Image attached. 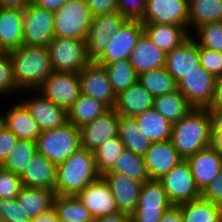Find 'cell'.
<instances>
[{"mask_svg": "<svg viewBox=\"0 0 222 222\" xmlns=\"http://www.w3.org/2000/svg\"><path fill=\"white\" fill-rule=\"evenodd\" d=\"M17 88L29 95L51 74L49 51L46 46L21 45L8 52Z\"/></svg>", "mask_w": 222, "mask_h": 222, "instance_id": "obj_1", "label": "cell"}, {"mask_svg": "<svg viewBox=\"0 0 222 222\" xmlns=\"http://www.w3.org/2000/svg\"><path fill=\"white\" fill-rule=\"evenodd\" d=\"M170 140L184 160L215 144L207 108H194L179 122L172 124Z\"/></svg>", "mask_w": 222, "mask_h": 222, "instance_id": "obj_2", "label": "cell"}, {"mask_svg": "<svg viewBox=\"0 0 222 222\" xmlns=\"http://www.w3.org/2000/svg\"><path fill=\"white\" fill-rule=\"evenodd\" d=\"M99 176L94 152L80 147L70 158L57 165L55 194L76 196Z\"/></svg>", "mask_w": 222, "mask_h": 222, "instance_id": "obj_3", "label": "cell"}, {"mask_svg": "<svg viewBox=\"0 0 222 222\" xmlns=\"http://www.w3.org/2000/svg\"><path fill=\"white\" fill-rule=\"evenodd\" d=\"M80 147L79 127L69 122L43 131L36 139L37 153L44 155L56 166L70 158Z\"/></svg>", "mask_w": 222, "mask_h": 222, "instance_id": "obj_4", "label": "cell"}, {"mask_svg": "<svg viewBox=\"0 0 222 222\" xmlns=\"http://www.w3.org/2000/svg\"><path fill=\"white\" fill-rule=\"evenodd\" d=\"M92 20L86 0H67L54 12V37L85 40Z\"/></svg>", "mask_w": 222, "mask_h": 222, "instance_id": "obj_5", "label": "cell"}, {"mask_svg": "<svg viewBox=\"0 0 222 222\" xmlns=\"http://www.w3.org/2000/svg\"><path fill=\"white\" fill-rule=\"evenodd\" d=\"M53 71L79 73L91 62L86 41L54 37L47 46Z\"/></svg>", "mask_w": 222, "mask_h": 222, "instance_id": "obj_6", "label": "cell"}, {"mask_svg": "<svg viewBox=\"0 0 222 222\" xmlns=\"http://www.w3.org/2000/svg\"><path fill=\"white\" fill-rule=\"evenodd\" d=\"M37 92L67 111L81 94L79 75L72 72L52 71Z\"/></svg>", "mask_w": 222, "mask_h": 222, "instance_id": "obj_7", "label": "cell"}, {"mask_svg": "<svg viewBox=\"0 0 222 222\" xmlns=\"http://www.w3.org/2000/svg\"><path fill=\"white\" fill-rule=\"evenodd\" d=\"M54 38V12L30 3L23 10V45L48 46Z\"/></svg>", "mask_w": 222, "mask_h": 222, "instance_id": "obj_8", "label": "cell"}, {"mask_svg": "<svg viewBox=\"0 0 222 222\" xmlns=\"http://www.w3.org/2000/svg\"><path fill=\"white\" fill-rule=\"evenodd\" d=\"M159 181L173 206L201 198V192L195 184L190 166L184 159Z\"/></svg>", "mask_w": 222, "mask_h": 222, "instance_id": "obj_9", "label": "cell"}, {"mask_svg": "<svg viewBox=\"0 0 222 222\" xmlns=\"http://www.w3.org/2000/svg\"><path fill=\"white\" fill-rule=\"evenodd\" d=\"M127 20L119 11L93 17L85 38L91 61H96L103 54L111 36L116 34Z\"/></svg>", "mask_w": 222, "mask_h": 222, "instance_id": "obj_10", "label": "cell"}, {"mask_svg": "<svg viewBox=\"0 0 222 222\" xmlns=\"http://www.w3.org/2000/svg\"><path fill=\"white\" fill-rule=\"evenodd\" d=\"M216 78L202 66L178 82V91L194 108H208L213 105Z\"/></svg>", "mask_w": 222, "mask_h": 222, "instance_id": "obj_11", "label": "cell"}, {"mask_svg": "<svg viewBox=\"0 0 222 222\" xmlns=\"http://www.w3.org/2000/svg\"><path fill=\"white\" fill-rule=\"evenodd\" d=\"M143 33V23L139 19H128L121 29L111 36L105 51L95 62L108 64L129 59Z\"/></svg>", "mask_w": 222, "mask_h": 222, "instance_id": "obj_12", "label": "cell"}, {"mask_svg": "<svg viewBox=\"0 0 222 222\" xmlns=\"http://www.w3.org/2000/svg\"><path fill=\"white\" fill-rule=\"evenodd\" d=\"M81 93L102 102L109 109L116 103V93L110 84L106 68L91 61L79 73Z\"/></svg>", "mask_w": 222, "mask_h": 222, "instance_id": "obj_13", "label": "cell"}, {"mask_svg": "<svg viewBox=\"0 0 222 222\" xmlns=\"http://www.w3.org/2000/svg\"><path fill=\"white\" fill-rule=\"evenodd\" d=\"M188 0H146L143 24L188 26Z\"/></svg>", "mask_w": 222, "mask_h": 222, "instance_id": "obj_14", "label": "cell"}, {"mask_svg": "<svg viewBox=\"0 0 222 222\" xmlns=\"http://www.w3.org/2000/svg\"><path fill=\"white\" fill-rule=\"evenodd\" d=\"M197 188L202 192L222 168V149L213 144L186 159Z\"/></svg>", "mask_w": 222, "mask_h": 222, "instance_id": "obj_15", "label": "cell"}, {"mask_svg": "<svg viewBox=\"0 0 222 222\" xmlns=\"http://www.w3.org/2000/svg\"><path fill=\"white\" fill-rule=\"evenodd\" d=\"M119 118L120 116L110 109L104 115L79 127L81 147L95 151L108 139L118 136Z\"/></svg>", "mask_w": 222, "mask_h": 222, "instance_id": "obj_16", "label": "cell"}, {"mask_svg": "<svg viewBox=\"0 0 222 222\" xmlns=\"http://www.w3.org/2000/svg\"><path fill=\"white\" fill-rule=\"evenodd\" d=\"M38 93L37 90H32L31 96L29 95L26 96V99L24 97L19 100L38 122L42 132L63 126L67 122V111L52 103L40 92Z\"/></svg>", "mask_w": 222, "mask_h": 222, "instance_id": "obj_17", "label": "cell"}, {"mask_svg": "<svg viewBox=\"0 0 222 222\" xmlns=\"http://www.w3.org/2000/svg\"><path fill=\"white\" fill-rule=\"evenodd\" d=\"M76 196L94 219L119 212L111 189L102 176H99Z\"/></svg>", "mask_w": 222, "mask_h": 222, "instance_id": "obj_18", "label": "cell"}, {"mask_svg": "<svg viewBox=\"0 0 222 222\" xmlns=\"http://www.w3.org/2000/svg\"><path fill=\"white\" fill-rule=\"evenodd\" d=\"M143 158L150 180H160L183 160L171 140L152 142Z\"/></svg>", "mask_w": 222, "mask_h": 222, "instance_id": "obj_19", "label": "cell"}, {"mask_svg": "<svg viewBox=\"0 0 222 222\" xmlns=\"http://www.w3.org/2000/svg\"><path fill=\"white\" fill-rule=\"evenodd\" d=\"M199 66V46L191 36L167 53L165 68L177 83Z\"/></svg>", "mask_w": 222, "mask_h": 222, "instance_id": "obj_20", "label": "cell"}, {"mask_svg": "<svg viewBox=\"0 0 222 222\" xmlns=\"http://www.w3.org/2000/svg\"><path fill=\"white\" fill-rule=\"evenodd\" d=\"M107 182L120 212L131 214L138 204L142 182L117 173H105Z\"/></svg>", "mask_w": 222, "mask_h": 222, "instance_id": "obj_21", "label": "cell"}, {"mask_svg": "<svg viewBox=\"0 0 222 222\" xmlns=\"http://www.w3.org/2000/svg\"><path fill=\"white\" fill-rule=\"evenodd\" d=\"M57 166L36 153L20 175L22 186L55 191Z\"/></svg>", "mask_w": 222, "mask_h": 222, "instance_id": "obj_22", "label": "cell"}, {"mask_svg": "<svg viewBox=\"0 0 222 222\" xmlns=\"http://www.w3.org/2000/svg\"><path fill=\"white\" fill-rule=\"evenodd\" d=\"M167 53L157 47L145 33L141 35L130 55V63L137 75L160 69L166 65Z\"/></svg>", "mask_w": 222, "mask_h": 222, "instance_id": "obj_23", "label": "cell"}, {"mask_svg": "<svg viewBox=\"0 0 222 222\" xmlns=\"http://www.w3.org/2000/svg\"><path fill=\"white\" fill-rule=\"evenodd\" d=\"M4 115L6 126L19 139L36 141L42 133L38 122L31 116L26 106L17 99L16 104L8 108Z\"/></svg>", "mask_w": 222, "mask_h": 222, "instance_id": "obj_24", "label": "cell"}, {"mask_svg": "<svg viewBox=\"0 0 222 222\" xmlns=\"http://www.w3.org/2000/svg\"><path fill=\"white\" fill-rule=\"evenodd\" d=\"M154 97L138 81L116 95L113 110L124 117H134L153 108Z\"/></svg>", "mask_w": 222, "mask_h": 222, "instance_id": "obj_25", "label": "cell"}, {"mask_svg": "<svg viewBox=\"0 0 222 222\" xmlns=\"http://www.w3.org/2000/svg\"><path fill=\"white\" fill-rule=\"evenodd\" d=\"M146 36L166 53L184 43L190 36L188 26L143 24Z\"/></svg>", "mask_w": 222, "mask_h": 222, "instance_id": "obj_26", "label": "cell"}, {"mask_svg": "<svg viewBox=\"0 0 222 222\" xmlns=\"http://www.w3.org/2000/svg\"><path fill=\"white\" fill-rule=\"evenodd\" d=\"M23 45V10L0 9V46L9 52Z\"/></svg>", "mask_w": 222, "mask_h": 222, "instance_id": "obj_27", "label": "cell"}, {"mask_svg": "<svg viewBox=\"0 0 222 222\" xmlns=\"http://www.w3.org/2000/svg\"><path fill=\"white\" fill-rule=\"evenodd\" d=\"M55 191L22 186L17 199L31 220L53 208Z\"/></svg>", "mask_w": 222, "mask_h": 222, "instance_id": "obj_28", "label": "cell"}, {"mask_svg": "<svg viewBox=\"0 0 222 222\" xmlns=\"http://www.w3.org/2000/svg\"><path fill=\"white\" fill-rule=\"evenodd\" d=\"M134 118L141 133L151 142L171 139L172 124L155 109H148Z\"/></svg>", "mask_w": 222, "mask_h": 222, "instance_id": "obj_29", "label": "cell"}, {"mask_svg": "<svg viewBox=\"0 0 222 222\" xmlns=\"http://www.w3.org/2000/svg\"><path fill=\"white\" fill-rule=\"evenodd\" d=\"M109 110L102 102L81 93L67 110V122L72 123L76 127H81L104 115Z\"/></svg>", "mask_w": 222, "mask_h": 222, "instance_id": "obj_30", "label": "cell"}, {"mask_svg": "<svg viewBox=\"0 0 222 222\" xmlns=\"http://www.w3.org/2000/svg\"><path fill=\"white\" fill-rule=\"evenodd\" d=\"M188 29L222 21V0H188Z\"/></svg>", "mask_w": 222, "mask_h": 222, "instance_id": "obj_31", "label": "cell"}, {"mask_svg": "<svg viewBox=\"0 0 222 222\" xmlns=\"http://www.w3.org/2000/svg\"><path fill=\"white\" fill-rule=\"evenodd\" d=\"M153 109L171 124H174L192 111L194 107L179 91H175L154 97Z\"/></svg>", "mask_w": 222, "mask_h": 222, "instance_id": "obj_32", "label": "cell"}, {"mask_svg": "<svg viewBox=\"0 0 222 222\" xmlns=\"http://www.w3.org/2000/svg\"><path fill=\"white\" fill-rule=\"evenodd\" d=\"M183 222H222V206L199 198L177 206Z\"/></svg>", "mask_w": 222, "mask_h": 222, "instance_id": "obj_33", "label": "cell"}, {"mask_svg": "<svg viewBox=\"0 0 222 222\" xmlns=\"http://www.w3.org/2000/svg\"><path fill=\"white\" fill-rule=\"evenodd\" d=\"M140 127L134 117L120 116L118 124V136L126 150L143 156L152 142L140 131Z\"/></svg>", "mask_w": 222, "mask_h": 222, "instance_id": "obj_34", "label": "cell"}, {"mask_svg": "<svg viewBox=\"0 0 222 222\" xmlns=\"http://www.w3.org/2000/svg\"><path fill=\"white\" fill-rule=\"evenodd\" d=\"M53 208L59 222H93L94 218L77 196L55 195Z\"/></svg>", "mask_w": 222, "mask_h": 222, "instance_id": "obj_35", "label": "cell"}, {"mask_svg": "<svg viewBox=\"0 0 222 222\" xmlns=\"http://www.w3.org/2000/svg\"><path fill=\"white\" fill-rule=\"evenodd\" d=\"M138 83L153 97L178 91V83L165 67L141 73Z\"/></svg>", "mask_w": 222, "mask_h": 222, "instance_id": "obj_36", "label": "cell"}, {"mask_svg": "<svg viewBox=\"0 0 222 222\" xmlns=\"http://www.w3.org/2000/svg\"><path fill=\"white\" fill-rule=\"evenodd\" d=\"M172 207L173 204L159 180H147L142 183L135 209H171Z\"/></svg>", "mask_w": 222, "mask_h": 222, "instance_id": "obj_37", "label": "cell"}, {"mask_svg": "<svg viewBox=\"0 0 222 222\" xmlns=\"http://www.w3.org/2000/svg\"><path fill=\"white\" fill-rule=\"evenodd\" d=\"M106 173L121 174L142 183L150 180L143 156L126 149L116 160L114 167Z\"/></svg>", "mask_w": 222, "mask_h": 222, "instance_id": "obj_38", "label": "cell"}, {"mask_svg": "<svg viewBox=\"0 0 222 222\" xmlns=\"http://www.w3.org/2000/svg\"><path fill=\"white\" fill-rule=\"evenodd\" d=\"M100 65L106 68L110 84L116 95L138 81V75L129 59Z\"/></svg>", "mask_w": 222, "mask_h": 222, "instance_id": "obj_39", "label": "cell"}, {"mask_svg": "<svg viewBox=\"0 0 222 222\" xmlns=\"http://www.w3.org/2000/svg\"><path fill=\"white\" fill-rule=\"evenodd\" d=\"M125 150L119 136L108 139L94 152L95 167L100 176L110 171L121 153Z\"/></svg>", "mask_w": 222, "mask_h": 222, "instance_id": "obj_40", "label": "cell"}, {"mask_svg": "<svg viewBox=\"0 0 222 222\" xmlns=\"http://www.w3.org/2000/svg\"><path fill=\"white\" fill-rule=\"evenodd\" d=\"M36 153V141L19 139L17 145L1 166L20 176Z\"/></svg>", "mask_w": 222, "mask_h": 222, "instance_id": "obj_41", "label": "cell"}, {"mask_svg": "<svg viewBox=\"0 0 222 222\" xmlns=\"http://www.w3.org/2000/svg\"><path fill=\"white\" fill-rule=\"evenodd\" d=\"M196 33L195 35H193ZM195 43L216 52H222V21L206 23L197 27L191 33Z\"/></svg>", "mask_w": 222, "mask_h": 222, "instance_id": "obj_42", "label": "cell"}, {"mask_svg": "<svg viewBox=\"0 0 222 222\" xmlns=\"http://www.w3.org/2000/svg\"><path fill=\"white\" fill-rule=\"evenodd\" d=\"M19 92V93H18ZM12 71V63L8 52L0 55V97L4 98L8 95L19 94Z\"/></svg>", "mask_w": 222, "mask_h": 222, "instance_id": "obj_43", "label": "cell"}, {"mask_svg": "<svg viewBox=\"0 0 222 222\" xmlns=\"http://www.w3.org/2000/svg\"><path fill=\"white\" fill-rule=\"evenodd\" d=\"M21 187L20 176L0 166V199L17 198Z\"/></svg>", "mask_w": 222, "mask_h": 222, "instance_id": "obj_44", "label": "cell"}, {"mask_svg": "<svg viewBox=\"0 0 222 222\" xmlns=\"http://www.w3.org/2000/svg\"><path fill=\"white\" fill-rule=\"evenodd\" d=\"M0 216L4 222H30L17 198L0 199Z\"/></svg>", "mask_w": 222, "mask_h": 222, "instance_id": "obj_45", "label": "cell"}, {"mask_svg": "<svg viewBox=\"0 0 222 222\" xmlns=\"http://www.w3.org/2000/svg\"><path fill=\"white\" fill-rule=\"evenodd\" d=\"M200 65L215 78L222 74V52L199 46Z\"/></svg>", "mask_w": 222, "mask_h": 222, "instance_id": "obj_46", "label": "cell"}, {"mask_svg": "<svg viewBox=\"0 0 222 222\" xmlns=\"http://www.w3.org/2000/svg\"><path fill=\"white\" fill-rule=\"evenodd\" d=\"M146 0H118V11L128 19H140L144 13Z\"/></svg>", "mask_w": 222, "mask_h": 222, "instance_id": "obj_47", "label": "cell"}, {"mask_svg": "<svg viewBox=\"0 0 222 222\" xmlns=\"http://www.w3.org/2000/svg\"><path fill=\"white\" fill-rule=\"evenodd\" d=\"M19 138L6 126L0 130V166L5 162L17 145Z\"/></svg>", "mask_w": 222, "mask_h": 222, "instance_id": "obj_48", "label": "cell"}, {"mask_svg": "<svg viewBox=\"0 0 222 222\" xmlns=\"http://www.w3.org/2000/svg\"><path fill=\"white\" fill-rule=\"evenodd\" d=\"M201 198L222 206V168L217 177L201 192Z\"/></svg>", "mask_w": 222, "mask_h": 222, "instance_id": "obj_49", "label": "cell"}, {"mask_svg": "<svg viewBox=\"0 0 222 222\" xmlns=\"http://www.w3.org/2000/svg\"><path fill=\"white\" fill-rule=\"evenodd\" d=\"M207 111L211 120L212 136L214 143L222 149V107L210 106Z\"/></svg>", "mask_w": 222, "mask_h": 222, "instance_id": "obj_50", "label": "cell"}, {"mask_svg": "<svg viewBox=\"0 0 222 222\" xmlns=\"http://www.w3.org/2000/svg\"><path fill=\"white\" fill-rule=\"evenodd\" d=\"M118 0H86L93 17L117 12Z\"/></svg>", "mask_w": 222, "mask_h": 222, "instance_id": "obj_51", "label": "cell"}, {"mask_svg": "<svg viewBox=\"0 0 222 222\" xmlns=\"http://www.w3.org/2000/svg\"><path fill=\"white\" fill-rule=\"evenodd\" d=\"M169 209H135L131 214V222H159Z\"/></svg>", "mask_w": 222, "mask_h": 222, "instance_id": "obj_52", "label": "cell"}, {"mask_svg": "<svg viewBox=\"0 0 222 222\" xmlns=\"http://www.w3.org/2000/svg\"><path fill=\"white\" fill-rule=\"evenodd\" d=\"M67 0H31V3L48 11L55 12L61 8Z\"/></svg>", "mask_w": 222, "mask_h": 222, "instance_id": "obj_53", "label": "cell"}, {"mask_svg": "<svg viewBox=\"0 0 222 222\" xmlns=\"http://www.w3.org/2000/svg\"><path fill=\"white\" fill-rule=\"evenodd\" d=\"M93 222H131V217L130 214L119 211L108 216L96 218Z\"/></svg>", "mask_w": 222, "mask_h": 222, "instance_id": "obj_54", "label": "cell"}, {"mask_svg": "<svg viewBox=\"0 0 222 222\" xmlns=\"http://www.w3.org/2000/svg\"><path fill=\"white\" fill-rule=\"evenodd\" d=\"M31 0H0V9L24 10Z\"/></svg>", "mask_w": 222, "mask_h": 222, "instance_id": "obj_55", "label": "cell"}, {"mask_svg": "<svg viewBox=\"0 0 222 222\" xmlns=\"http://www.w3.org/2000/svg\"><path fill=\"white\" fill-rule=\"evenodd\" d=\"M159 222H183L180 209L173 206L163 214Z\"/></svg>", "mask_w": 222, "mask_h": 222, "instance_id": "obj_56", "label": "cell"}, {"mask_svg": "<svg viewBox=\"0 0 222 222\" xmlns=\"http://www.w3.org/2000/svg\"><path fill=\"white\" fill-rule=\"evenodd\" d=\"M30 222H59V219L56 210L51 208L49 211L31 219Z\"/></svg>", "mask_w": 222, "mask_h": 222, "instance_id": "obj_57", "label": "cell"}, {"mask_svg": "<svg viewBox=\"0 0 222 222\" xmlns=\"http://www.w3.org/2000/svg\"><path fill=\"white\" fill-rule=\"evenodd\" d=\"M212 106L222 107V74L216 78L215 97Z\"/></svg>", "mask_w": 222, "mask_h": 222, "instance_id": "obj_58", "label": "cell"}, {"mask_svg": "<svg viewBox=\"0 0 222 222\" xmlns=\"http://www.w3.org/2000/svg\"><path fill=\"white\" fill-rule=\"evenodd\" d=\"M4 127V115L0 111V130Z\"/></svg>", "mask_w": 222, "mask_h": 222, "instance_id": "obj_59", "label": "cell"}, {"mask_svg": "<svg viewBox=\"0 0 222 222\" xmlns=\"http://www.w3.org/2000/svg\"><path fill=\"white\" fill-rule=\"evenodd\" d=\"M5 51L2 49V47L0 46V55L4 54Z\"/></svg>", "mask_w": 222, "mask_h": 222, "instance_id": "obj_60", "label": "cell"}]
</instances>
